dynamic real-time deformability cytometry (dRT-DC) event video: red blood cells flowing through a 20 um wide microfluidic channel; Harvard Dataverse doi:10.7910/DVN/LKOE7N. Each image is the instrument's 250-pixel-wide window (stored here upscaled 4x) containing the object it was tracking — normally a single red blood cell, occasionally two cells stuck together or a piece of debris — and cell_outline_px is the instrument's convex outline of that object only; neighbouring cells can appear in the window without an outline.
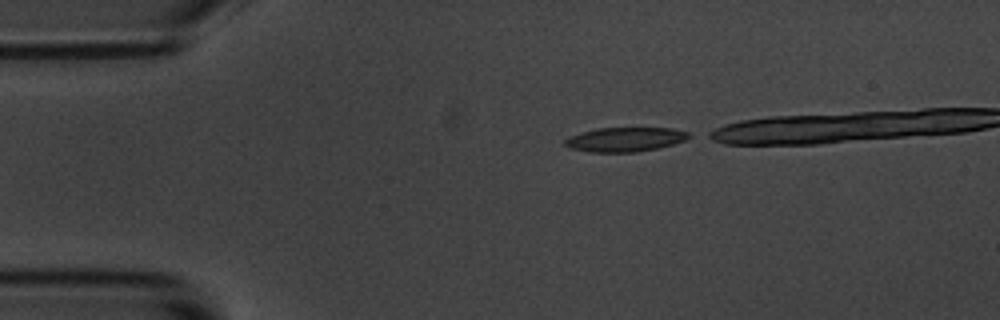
{"species": "common noctule bat (a hibernating species)", "species_latin": "Nyctalus noctula", "temperature_condition": "room temperature", "stored_images_in_passage": 3, "camera_frame_rate_fps": 3000, "um_per_image_px": 0.085, "animal": {"sex": "male", "body_mass_g": 20.1, "forearm_length_mm": 53.5}, "frame": {"image": 1, "passage_image": 1, "time_ms": 0.0, "image_size_px": [1000, 320], "cell_outline_px": [[692, 136], [684, 140], [672, 144], [656, 148], [636, 152], [588, 152], [568, 148], [564, 144], [564, 140], [568, 136], [580, 132], [596, 128], [672, 128], [688, 132]], "centroid_in_image_um": [53.07, 11.85], "position_along_channel_um": 31.9, "area_um2": 17.63}}